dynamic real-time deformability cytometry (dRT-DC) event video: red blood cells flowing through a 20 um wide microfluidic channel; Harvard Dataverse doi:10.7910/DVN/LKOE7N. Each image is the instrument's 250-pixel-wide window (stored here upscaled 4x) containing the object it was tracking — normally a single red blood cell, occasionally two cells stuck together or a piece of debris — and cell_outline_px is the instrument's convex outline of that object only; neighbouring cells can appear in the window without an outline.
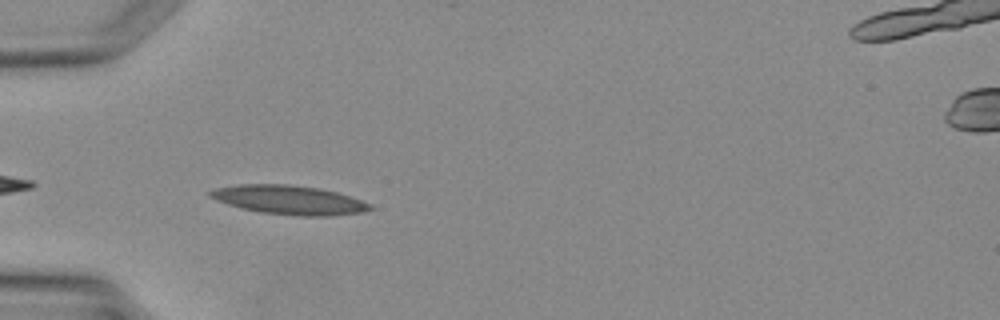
{"species": "Egyptian fruit bat (a non-hibernating species)", "species_latin": "Rousettus aegyptiacus", "temperature_condition": "warm", "stored_images_in_passage": 3, "camera_frame_rate_fps": 3000, "um_per_image_px": 0.085, "animal": {"sex": "female"}, "frame": {"image": 1, "passage_image": 3, "time_ms": 3.0, "image_size_px": [1000, 320], "cell_outline_px": [[376, 208], [364, 212], [328, 216], [300, 216], [260, 212], [240, 208], [216, 200], [208, 196], [208, 192], [216, 188], [240, 184], [292, 184], [320, 188], [336, 192], [372, 204]], "centroid_in_image_um": [24.59, 16.99], "position_along_channel_um": 60.4, "area_um2": 27.17}}